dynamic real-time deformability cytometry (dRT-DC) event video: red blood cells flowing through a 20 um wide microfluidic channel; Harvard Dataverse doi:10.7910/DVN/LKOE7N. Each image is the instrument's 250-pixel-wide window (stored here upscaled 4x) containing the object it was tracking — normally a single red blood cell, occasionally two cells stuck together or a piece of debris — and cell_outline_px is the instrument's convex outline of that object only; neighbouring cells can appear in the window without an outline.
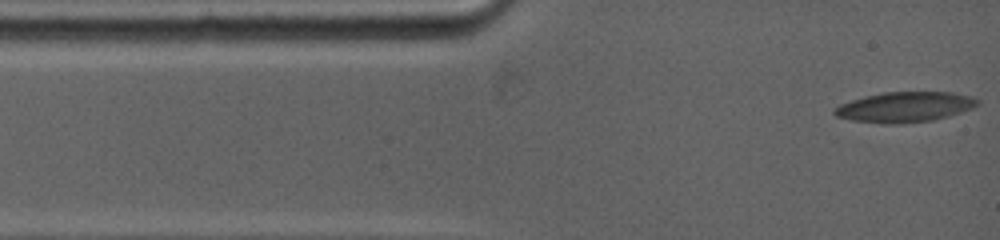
{"species": "common noctule bat (a hibernating species)", "species_latin": "Nyctalus noctula", "temperature_condition": "warm", "stored_images_in_passage": 76, "camera_frame_rate_fps": 5000, "um_per_image_px": 0.085, "animal": {"sex": "female", "body_mass_g": 19.0, "forearm_length_mm": 53.3}, "frame": {"image": 1, "passage_image": 1, "time_ms": 0.0, "image_size_px": [1000, 240], "cell_outline_px": [[980, 104], [972, 108], [948, 116], [932, 120], [904, 124], [884, 124], [852, 120], [836, 116], [832, 112], [840, 104], [852, 100], [884, 92], [952, 92], [972, 96], [980, 100]], "centroid_in_image_um": [76.95, 9.1], "position_along_channel_um": 8.1, "area_um2": 25.2}}
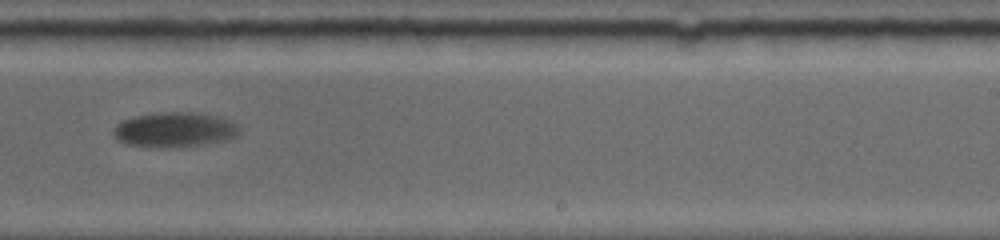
{"frame": {"image": 2, "passage_image": 31, "time_ms": 8.6, "image_size_px": [1000, 240], "cell_outline_px": [[240, 132], [236, 136], [224, 140], [200, 144], [168, 148], [128, 144], [120, 140], [112, 132], [116, 124], [132, 116], [156, 112], [200, 112], [220, 116], [236, 124], [240, 128]], "centroid_in_image_um": [14.85, 10.99], "position_along_channel_um": 274.1, "area_um2": 25.55}}
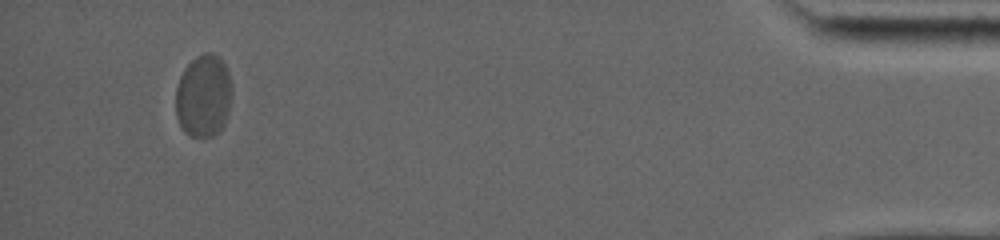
{"frame": {"image": 3, "passage_image": 62, "time_ms": 15.4, "image_size_px": [1000, 240], "cell_outline_px": [[232, 96], [228, 112], [224, 124], [212, 136], [192, 136], [184, 132], [176, 116], [176, 88], [180, 76], [184, 68], [196, 56], [204, 52], [212, 52], [220, 56], [228, 72], [232, 88]], "centroid_in_image_um": [17.3, 8.11], "position_along_channel_um": 417.9, "area_um2": 27.17}, "authors_computed_cell_mechanics": {"area_um2": 26.7036, "velocity_mm_per_s": 3.6221, "shape_relaxation_time_tau1_ms": 4.8874, "shape_relaxation_time_tau2_ms": null, "deformation_change_tau1": 0.1342, "deformation_change_tau2": null}}